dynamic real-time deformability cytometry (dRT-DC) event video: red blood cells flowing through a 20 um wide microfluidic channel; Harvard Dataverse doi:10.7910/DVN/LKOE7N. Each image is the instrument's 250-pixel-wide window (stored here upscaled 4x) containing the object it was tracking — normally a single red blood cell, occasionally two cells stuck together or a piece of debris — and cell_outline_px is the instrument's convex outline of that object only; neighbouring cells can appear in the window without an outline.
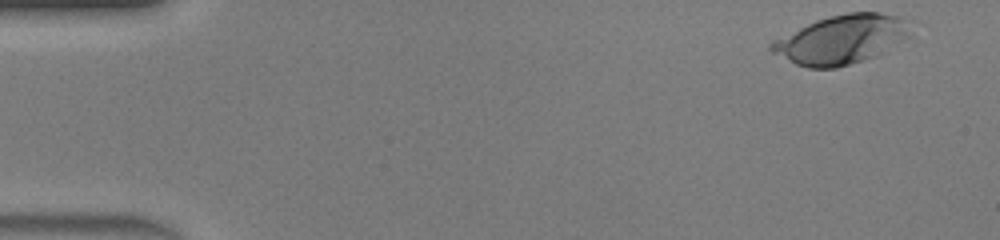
{"species": "human", "species_latin": "Homo sapiens", "temperature_condition": "warm", "stored_images_in_passage": 45, "camera_frame_rate_fps": 3000, "um_per_image_px": 0.085, "donor": {"sex": "male"}, "frame": {"image": 1, "passage_image": 1, "time_ms": 0.0, "image_size_px": [1000, 240], "cell_outline_px": [[916, 20], [912, 36], [888, 52], [880, 56], [836, 68], [808, 68], [796, 64], [772, 52], [768, 48], [768, 44], [772, 40], [816, 20], [828, 16], [848, 12], [880, 12], [900, 16]], "centroid_in_image_um": [71.68, 3.34], "position_along_channel_um": 13.3, "area_um2": 41.04}}
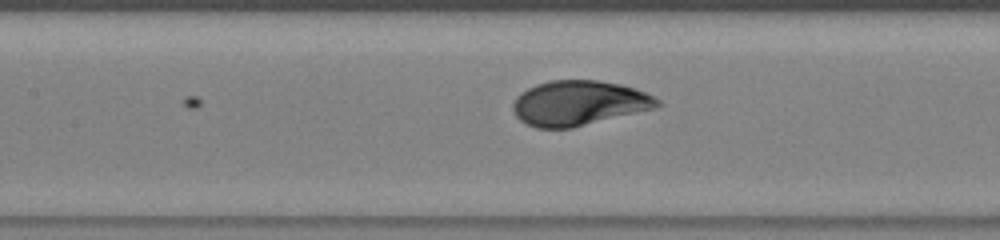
{"frame": {"image": 2, "passage_image": 20, "time_ms": 6.333, "image_size_px": [1000, 240], "cell_outline_px": [[664, 104], [656, 108], [572, 128], [536, 128], [520, 120], [516, 116], [512, 108], [512, 104], [516, 96], [520, 92], [536, 84], [552, 80], [600, 80], [620, 84], [636, 88], [660, 100]], "centroid_in_image_um": [49.21, 8.76], "position_along_channel_um": 158.2, "area_um2": 37.97}}
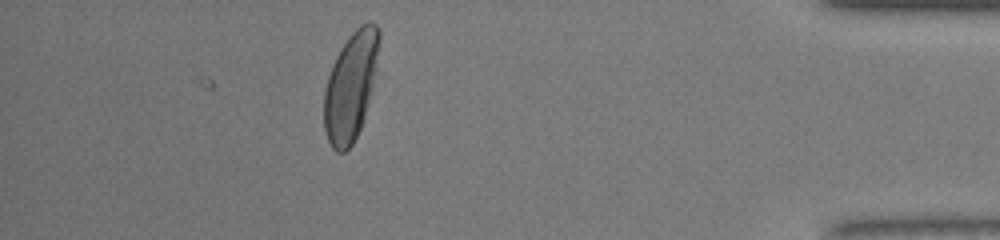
{"frame": {"image": 3, "passage_image": 40, "time_ms": 13.0, "image_size_px": [1000, 240], "cell_outline_px": [[380, 40], [376, 72], [364, 120], [352, 144], [344, 152], [336, 152], [332, 148], [324, 132], [324, 88], [332, 64], [340, 48], [348, 36], [360, 24], [368, 20], [376, 24], [380, 28]], "centroid_in_image_um": [29.82, 7.28], "position_along_channel_um": 405.4, "area_um2": 35.2}, "authors_computed_cell_mechanics": {"area_um2": 37.9168, "velocity_mm_per_s": 4.4025, "shape_relaxation_time_tau1_ms": 2.2814, "shape_relaxation_time_tau2_ms": null, "deformation_change_tau1": 0.1669, "deformation_change_tau2": null}}